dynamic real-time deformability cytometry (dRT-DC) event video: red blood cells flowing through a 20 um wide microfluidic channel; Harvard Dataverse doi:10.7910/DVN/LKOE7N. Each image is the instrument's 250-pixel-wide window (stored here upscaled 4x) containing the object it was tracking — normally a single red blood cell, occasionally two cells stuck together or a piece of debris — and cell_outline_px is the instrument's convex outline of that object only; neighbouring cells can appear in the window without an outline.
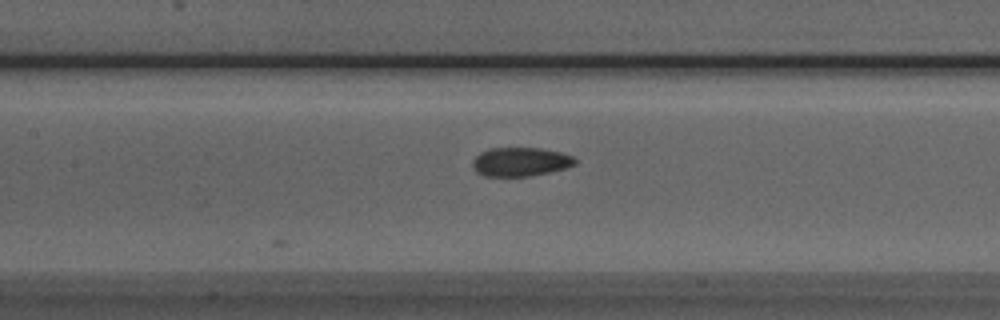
{"species": "Egyptian fruit bat (a non-hibernating species)", "species_latin": "Rousettus aegyptiacus", "temperature_condition": "room temperature", "stored_images_in_passage": 37, "camera_frame_rate_fps": 3000, "um_per_image_px": 0.085, "animal": {"sex": "male"}, "frame": {"image": 1, "passage_image": 19, "time_ms": 6.0, "image_size_px": [1000, 320], "cell_outline_px": [[576, 164], [564, 168], [548, 172], [528, 176], [484, 176], [476, 172], [472, 164], [472, 160], [480, 152], [492, 148], [540, 148], [560, 152], [572, 156], [576, 160]], "centroid_in_image_um": [44.21, 13.75], "position_along_channel_um": 163.2, "area_um2": 17.11}}
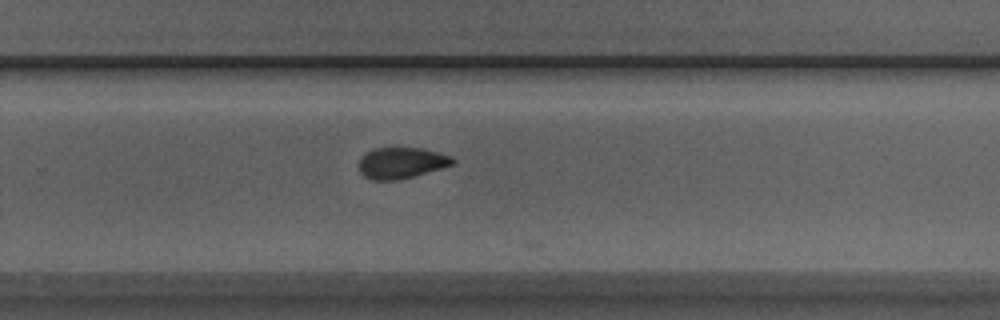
{"frame": {"image": 2, "passage_image": 29, "time_ms": 9.333, "image_size_px": [1000, 320], "cell_outline_px": [[456, 164], [412, 176], [396, 180], [372, 180], [364, 176], [360, 172], [360, 156], [376, 148], [424, 148], [452, 156], [456, 160]], "centroid_in_image_um": [34.15, 13.84], "position_along_channel_um": 295.6, "area_um2": 16.94}}
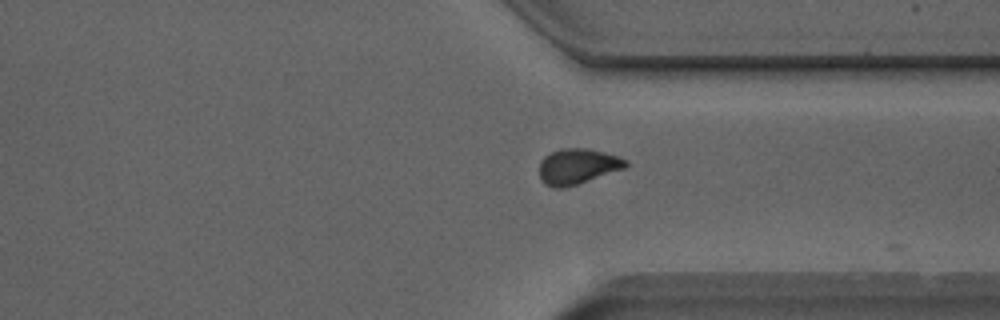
{"frame": {"image": 3, "passage_image": 34, "time_ms": 11.0, "image_size_px": [1000, 320], "cell_outline_px": [[628, 164], [624, 168], [564, 188], [552, 188], [544, 184], [540, 180], [540, 160], [544, 156], [560, 148], [588, 148], [604, 152], [628, 160]], "centroid_in_image_um": [49.05, 14.14], "position_along_channel_um": 362.4, "area_um2": 17.8}, "authors_computed_cell_mechanics": {"area_um2": 17.9758, "velocity_mm_per_s": 3.9844, "shape_relaxation_time_tau1_ms": 5.8235, "shape_relaxation_time_tau2_ms": 1.9659, "deformation_change_tau1": 0.1294, "deformation_change_tau2": 0.0611}}